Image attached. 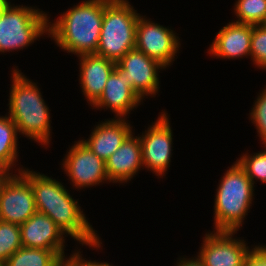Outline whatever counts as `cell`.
<instances>
[{
    "label": "cell",
    "mask_w": 266,
    "mask_h": 266,
    "mask_svg": "<svg viewBox=\"0 0 266 266\" xmlns=\"http://www.w3.org/2000/svg\"><path fill=\"white\" fill-rule=\"evenodd\" d=\"M20 173L31 184L37 212L50 217L66 236L89 248L100 249L102 242L97 231L63 183L28 168H23Z\"/></svg>",
    "instance_id": "6da1fadb"
},
{
    "label": "cell",
    "mask_w": 266,
    "mask_h": 266,
    "mask_svg": "<svg viewBox=\"0 0 266 266\" xmlns=\"http://www.w3.org/2000/svg\"><path fill=\"white\" fill-rule=\"evenodd\" d=\"M54 22L48 23V37L67 53L96 54L104 15V0H83Z\"/></svg>",
    "instance_id": "7a4b0ae2"
},
{
    "label": "cell",
    "mask_w": 266,
    "mask_h": 266,
    "mask_svg": "<svg viewBox=\"0 0 266 266\" xmlns=\"http://www.w3.org/2000/svg\"><path fill=\"white\" fill-rule=\"evenodd\" d=\"M11 75L8 115L14 121L18 134L25 135L41 145H49L51 117L40 88L18 68L12 69Z\"/></svg>",
    "instance_id": "3957f363"
},
{
    "label": "cell",
    "mask_w": 266,
    "mask_h": 266,
    "mask_svg": "<svg viewBox=\"0 0 266 266\" xmlns=\"http://www.w3.org/2000/svg\"><path fill=\"white\" fill-rule=\"evenodd\" d=\"M219 181L214 201V231L237 232L252 206L254 184L237 161Z\"/></svg>",
    "instance_id": "277c9868"
},
{
    "label": "cell",
    "mask_w": 266,
    "mask_h": 266,
    "mask_svg": "<svg viewBox=\"0 0 266 266\" xmlns=\"http://www.w3.org/2000/svg\"><path fill=\"white\" fill-rule=\"evenodd\" d=\"M129 0H104V15L96 55L117 63L135 48L139 13Z\"/></svg>",
    "instance_id": "5b68a950"
},
{
    "label": "cell",
    "mask_w": 266,
    "mask_h": 266,
    "mask_svg": "<svg viewBox=\"0 0 266 266\" xmlns=\"http://www.w3.org/2000/svg\"><path fill=\"white\" fill-rule=\"evenodd\" d=\"M10 4L0 18V52L22 49L48 35L49 18L39 8Z\"/></svg>",
    "instance_id": "8992f818"
},
{
    "label": "cell",
    "mask_w": 266,
    "mask_h": 266,
    "mask_svg": "<svg viewBox=\"0 0 266 266\" xmlns=\"http://www.w3.org/2000/svg\"><path fill=\"white\" fill-rule=\"evenodd\" d=\"M167 115L165 111L161 112L157 120L152 122L141 136L138 135L141 141L143 169L146 168L158 177H164L166 174L173 151V134Z\"/></svg>",
    "instance_id": "52a82bcc"
},
{
    "label": "cell",
    "mask_w": 266,
    "mask_h": 266,
    "mask_svg": "<svg viewBox=\"0 0 266 266\" xmlns=\"http://www.w3.org/2000/svg\"><path fill=\"white\" fill-rule=\"evenodd\" d=\"M139 16L136 26L135 48L165 68L171 66L179 52L180 38L169 27Z\"/></svg>",
    "instance_id": "ba28073f"
},
{
    "label": "cell",
    "mask_w": 266,
    "mask_h": 266,
    "mask_svg": "<svg viewBox=\"0 0 266 266\" xmlns=\"http://www.w3.org/2000/svg\"><path fill=\"white\" fill-rule=\"evenodd\" d=\"M65 174L75 189L92 187L109 181L105 161L81 140L75 141L62 161Z\"/></svg>",
    "instance_id": "9c48e42d"
},
{
    "label": "cell",
    "mask_w": 266,
    "mask_h": 266,
    "mask_svg": "<svg viewBox=\"0 0 266 266\" xmlns=\"http://www.w3.org/2000/svg\"><path fill=\"white\" fill-rule=\"evenodd\" d=\"M236 233L210 231L205 234L197 255L204 266H244L251 249L244 239L234 236Z\"/></svg>",
    "instance_id": "30bf717a"
},
{
    "label": "cell",
    "mask_w": 266,
    "mask_h": 266,
    "mask_svg": "<svg viewBox=\"0 0 266 266\" xmlns=\"http://www.w3.org/2000/svg\"><path fill=\"white\" fill-rule=\"evenodd\" d=\"M23 168L16 169L17 172H14L1 191V221L21 225L37 212L31 184L20 173Z\"/></svg>",
    "instance_id": "8fae6325"
},
{
    "label": "cell",
    "mask_w": 266,
    "mask_h": 266,
    "mask_svg": "<svg viewBox=\"0 0 266 266\" xmlns=\"http://www.w3.org/2000/svg\"><path fill=\"white\" fill-rule=\"evenodd\" d=\"M116 66L127 76L129 86L142 100L147 96L155 97L160 88L158 70L166 69L137 48L128 51Z\"/></svg>",
    "instance_id": "7c38bea8"
},
{
    "label": "cell",
    "mask_w": 266,
    "mask_h": 266,
    "mask_svg": "<svg viewBox=\"0 0 266 266\" xmlns=\"http://www.w3.org/2000/svg\"><path fill=\"white\" fill-rule=\"evenodd\" d=\"M19 226L22 247L53 250L63 260L72 258L74 252L69 258L64 255L66 235L46 214L36 212Z\"/></svg>",
    "instance_id": "4fadbf2b"
},
{
    "label": "cell",
    "mask_w": 266,
    "mask_h": 266,
    "mask_svg": "<svg viewBox=\"0 0 266 266\" xmlns=\"http://www.w3.org/2000/svg\"><path fill=\"white\" fill-rule=\"evenodd\" d=\"M127 76L116 66L102 92V95L92 104L93 109H110L114 118H127L134 108L143 101L129 86Z\"/></svg>",
    "instance_id": "5bb4252c"
},
{
    "label": "cell",
    "mask_w": 266,
    "mask_h": 266,
    "mask_svg": "<svg viewBox=\"0 0 266 266\" xmlns=\"http://www.w3.org/2000/svg\"><path fill=\"white\" fill-rule=\"evenodd\" d=\"M127 118H111L101 121L91 131L88 140L82 139L89 149L106 161L134 132Z\"/></svg>",
    "instance_id": "9a60e30c"
},
{
    "label": "cell",
    "mask_w": 266,
    "mask_h": 266,
    "mask_svg": "<svg viewBox=\"0 0 266 266\" xmlns=\"http://www.w3.org/2000/svg\"><path fill=\"white\" fill-rule=\"evenodd\" d=\"M132 133L105 161L107 177L112 183H126L138 175L142 164L141 141Z\"/></svg>",
    "instance_id": "2e32d148"
},
{
    "label": "cell",
    "mask_w": 266,
    "mask_h": 266,
    "mask_svg": "<svg viewBox=\"0 0 266 266\" xmlns=\"http://www.w3.org/2000/svg\"><path fill=\"white\" fill-rule=\"evenodd\" d=\"M251 34L252 25L229 22L216 34L208 52L229 60L250 56Z\"/></svg>",
    "instance_id": "e0dca14e"
},
{
    "label": "cell",
    "mask_w": 266,
    "mask_h": 266,
    "mask_svg": "<svg viewBox=\"0 0 266 266\" xmlns=\"http://www.w3.org/2000/svg\"><path fill=\"white\" fill-rule=\"evenodd\" d=\"M79 57V84L87 99L92 104L102 95L107 79L116 68L112 60L96 54H84Z\"/></svg>",
    "instance_id": "ac0fdd59"
},
{
    "label": "cell",
    "mask_w": 266,
    "mask_h": 266,
    "mask_svg": "<svg viewBox=\"0 0 266 266\" xmlns=\"http://www.w3.org/2000/svg\"><path fill=\"white\" fill-rule=\"evenodd\" d=\"M18 131L9 115H0V166L12 169L18 162Z\"/></svg>",
    "instance_id": "d6986e66"
},
{
    "label": "cell",
    "mask_w": 266,
    "mask_h": 266,
    "mask_svg": "<svg viewBox=\"0 0 266 266\" xmlns=\"http://www.w3.org/2000/svg\"><path fill=\"white\" fill-rule=\"evenodd\" d=\"M63 259L53 250L21 247L4 263V266H59Z\"/></svg>",
    "instance_id": "ffe728a7"
},
{
    "label": "cell",
    "mask_w": 266,
    "mask_h": 266,
    "mask_svg": "<svg viewBox=\"0 0 266 266\" xmlns=\"http://www.w3.org/2000/svg\"><path fill=\"white\" fill-rule=\"evenodd\" d=\"M233 9L238 18L236 23L264 25L266 22V0H238Z\"/></svg>",
    "instance_id": "44dd1931"
},
{
    "label": "cell",
    "mask_w": 266,
    "mask_h": 266,
    "mask_svg": "<svg viewBox=\"0 0 266 266\" xmlns=\"http://www.w3.org/2000/svg\"><path fill=\"white\" fill-rule=\"evenodd\" d=\"M21 247L20 226L0 220V260L5 263Z\"/></svg>",
    "instance_id": "7402d4cb"
},
{
    "label": "cell",
    "mask_w": 266,
    "mask_h": 266,
    "mask_svg": "<svg viewBox=\"0 0 266 266\" xmlns=\"http://www.w3.org/2000/svg\"><path fill=\"white\" fill-rule=\"evenodd\" d=\"M264 148L265 150L258 153H243V155L236 160L253 184L255 180H260L263 184L266 183V145Z\"/></svg>",
    "instance_id": "603a6c76"
},
{
    "label": "cell",
    "mask_w": 266,
    "mask_h": 266,
    "mask_svg": "<svg viewBox=\"0 0 266 266\" xmlns=\"http://www.w3.org/2000/svg\"><path fill=\"white\" fill-rule=\"evenodd\" d=\"M250 57L254 65L266 70V26L252 25Z\"/></svg>",
    "instance_id": "cb8c5ba5"
},
{
    "label": "cell",
    "mask_w": 266,
    "mask_h": 266,
    "mask_svg": "<svg viewBox=\"0 0 266 266\" xmlns=\"http://www.w3.org/2000/svg\"><path fill=\"white\" fill-rule=\"evenodd\" d=\"M259 94L249 113V118L255 125L262 143L266 145V88Z\"/></svg>",
    "instance_id": "d4e9b609"
},
{
    "label": "cell",
    "mask_w": 266,
    "mask_h": 266,
    "mask_svg": "<svg viewBox=\"0 0 266 266\" xmlns=\"http://www.w3.org/2000/svg\"><path fill=\"white\" fill-rule=\"evenodd\" d=\"M244 266H266V245H256L245 260Z\"/></svg>",
    "instance_id": "484cf974"
},
{
    "label": "cell",
    "mask_w": 266,
    "mask_h": 266,
    "mask_svg": "<svg viewBox=\"0 0 266 266\" xmlns=\"http://www.w3.org/2000/svg\"><path fill=\"white\" fill-rule=\"evenodd\" d=\"M77 251V252H76ZM74 251V254L72 256V258L78 263L79 266H113L112 264L110 265V263L107 262H97V261H91V260H85L82 257V254L80 252V250H76Z\"/></svg>",
    "instance_id": "4316f807"
},
{
    "label": "cell",
    "mask_w": 266,
    "mask_h": 266,
    "mask_svg": "<svg viewBox=\"0 0 266 266\" xmlns=\"http://www.w3.org/2000/svg\"><path fill=\"white\" fill-rule=\"evenodd\" d=\"M179 261L176 262V266H204V264L200 261V259L196 256L195 258H179Z\"/></svg>",
    "instance_id": "83f0119b"
},
{
    "label": "cell",
    "mask_w": 266,
    "mask_h": 266,
    "mask_svg": "<svg viewBox=\"0 0 266 266\" xmlns=\"http://www.w3.org/2000/svg\"><path fill=\"white\" fill-rule=\"evenodd\" d=\"M11 171H13V170L6 168V167H3V166H0V194H1V191L4 187V185L6 184V182L13 175V172H11Z\"/></svg>",
    "instance_id": "f1b7e54d"
},
{
    "label": "cell",
    "mask_w": 266,
    "mask_h": 266,
    "mask_svg": "<svg viewBox=\"0 0 266 266\" xmlns=\"http://www.w3.org/2000/svg\"><path fill=\"white\" fill-rule=\"evenodd\" d=\"M10 4L11 2L9 0H0V18Z\"/></svg>",
    "instance_id": "f546056e"
},
{
    "label": "cell",
    "mask_w": 266,
    "mask_h": 266,
    "mask_svg": "<svg viewBox=\"0 0 266 266\" xmlns=\"http://www.w3.org/2000/svg\"><path fill=\"white\" fill-rule=\"evenodd\" d=\"M59 266H79L78 263L73 259H67V260H63Z\"/></svg>",
    "instance_id": "4dcf8cb0"
},
{
    "label": "cell",
    "mask_w": 266,
    "mask_h": 266,
    "mask_svg": "<svg viewBox=\"0 0 266 266\" xmlns=\"http://www.w3.org/2000/svg\"><path fill=\"white\" fill-rule=\"evenodd\" d=\"M0 266H4V262L0 260Z\"/></svg>",
    "instance_id": "1f68e13d"
}]
</instances>
